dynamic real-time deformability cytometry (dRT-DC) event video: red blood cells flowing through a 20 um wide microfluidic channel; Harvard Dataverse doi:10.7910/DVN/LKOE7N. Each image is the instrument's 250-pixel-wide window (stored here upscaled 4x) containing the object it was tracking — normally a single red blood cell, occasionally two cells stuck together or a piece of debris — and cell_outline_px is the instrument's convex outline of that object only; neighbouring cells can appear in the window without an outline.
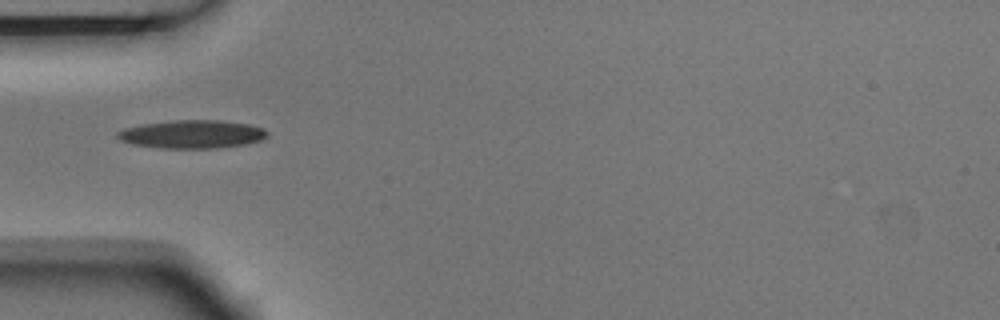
{"species": "Egyptian fruit bat (a non-hibernating species)", "species_latin": "Rousettus aegyptiacus", "temperature_condition": "room temperature", "stored_images_in_passage": 3, "camera_frame_rate_fps": 3000, "um_per_image_px": 0.085, "animal": {"sex": "male"}, "frame": {"image": 1, "passage_image": 1, "time_ms": 0.0, "image_size_px": [1000, 320], "cell_outline_px": [[268, 136], [260, 140], [248, 144], [216, 148], [160, 148], [132, 144], [120, 140], [116, 136], [116, 132], [124, 128], [144, 124], [172, 120], [220, 120], [248, 124], [264, 128], [268, 132]], "centroid_in_image_um": [16.34, 11.41], "position_along_channel_um": 68.7, "area_um2": 24.74}}
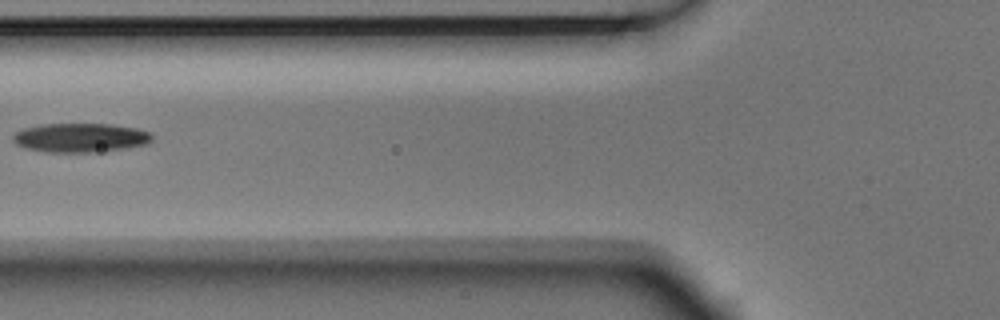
{"frame": {"image": 2, "passage_image": 2, "time_ms": 0.333, "image_size_px": [1000, 320], "cell_outline_px": [[152, 140], [148, 144], [124, 148], [96, 152], [48, 152], [24, 148], [16, 144], [12, 140], [12, 136], [16, 132], [24, 128], [40, 124], [112, 124], [136, 128], [148, 132], [152, 136]], "centroid_in_image_um": [6.81, 11.7], "position_along_channel_um": 119.0, "area_um2": 23.58}}
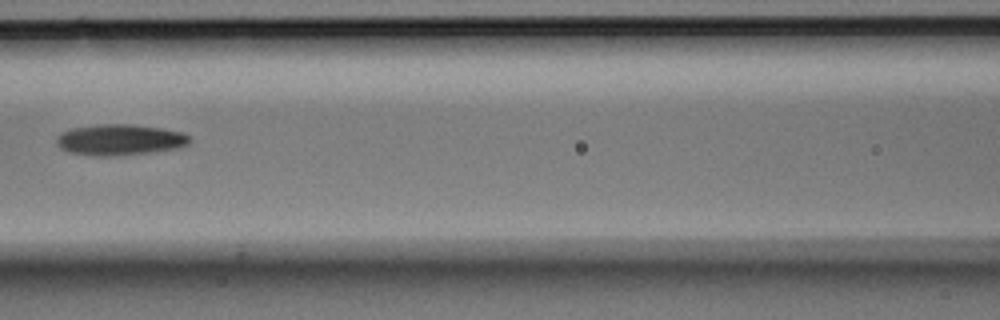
{"frame": {"image": 3, "passage_image": 3, "time_ms": 0.667, "image_size_px": [1000, 320], "cell_outline_px": [[192, 140], [188, 144], [176, 148], [152, 152], [116, 156], [92, 156], [68, 152], [60, 148], [56, 144], [56, 136], [60, 132], [72, 128], [100, 124], [132, 124], [164, 128], [184, 132]], "centroid_in_image_um": [10.16, 11.88], "position_along_channel_um": 156.4, "area_um2": 24.39}}